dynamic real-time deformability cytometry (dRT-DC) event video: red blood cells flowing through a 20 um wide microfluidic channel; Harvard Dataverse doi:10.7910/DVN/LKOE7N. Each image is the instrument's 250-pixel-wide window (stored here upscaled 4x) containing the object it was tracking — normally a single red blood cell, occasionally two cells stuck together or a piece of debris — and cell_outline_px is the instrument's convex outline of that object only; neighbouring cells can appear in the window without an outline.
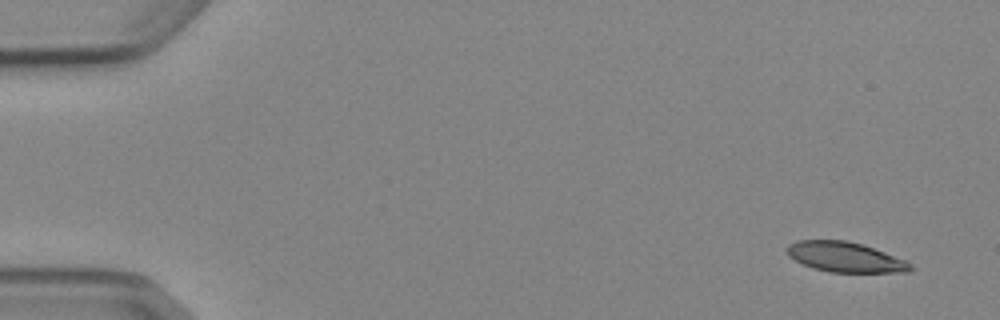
{"species": "Egyptian fruit bat (a non-hibernating species)", "species_latin": "Rousettus aegyptiacus", "temperature_condition": "cold", "stored_images_in_passage": 5, "camera_frame_rate_fps": 3000, "um_per_image_px": 0.085, "animal": {"sex": "female"}, "frame": {"image": 1, "passage_image": 1, "time_ms": 0.0, "image_size_px": [1000, 320], "cell_outline_px": [[912, 268], [908, 272], [832, 272], [812, 268], [788, 256], [788, 244], [796, 240], [844, 240], [860, 244], [884, 252], [904, 260], [912, 264]], "centroid_in_image_um": [71.82, 21.85], "position_along_channel_um": 13.2, "area_um2": 21.27}}
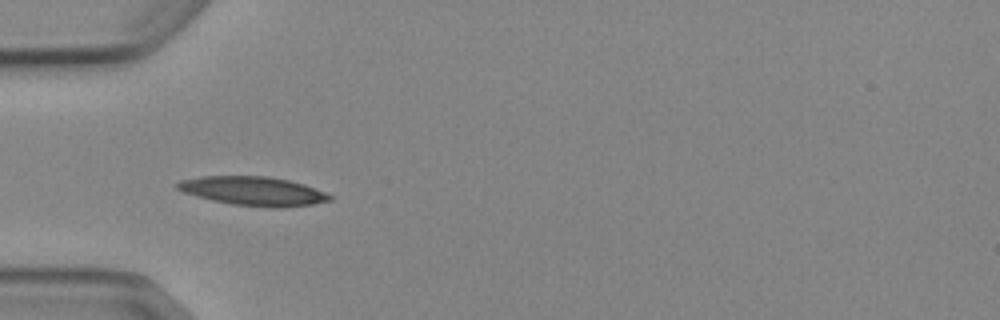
{"frame": {"image": 2, "passage_image": 5, "time_ms": 4.667, "image_size_px": [1000, 320], "cell_outline_px": [[332, 200], [312, 204], [280, 208], [268, 208], [232, 204], [212, 200], [196, 196], [184, 192], [176, 188], [176, 184], [180, 180], [200, 176], [268, 176], [288, 180], [304, 184], [324, 192], [332, 196]], "centroid_in_image_um": [21.52, 16.24], "position_along_channel_um": 63.5, "area_um2": 25.72}}